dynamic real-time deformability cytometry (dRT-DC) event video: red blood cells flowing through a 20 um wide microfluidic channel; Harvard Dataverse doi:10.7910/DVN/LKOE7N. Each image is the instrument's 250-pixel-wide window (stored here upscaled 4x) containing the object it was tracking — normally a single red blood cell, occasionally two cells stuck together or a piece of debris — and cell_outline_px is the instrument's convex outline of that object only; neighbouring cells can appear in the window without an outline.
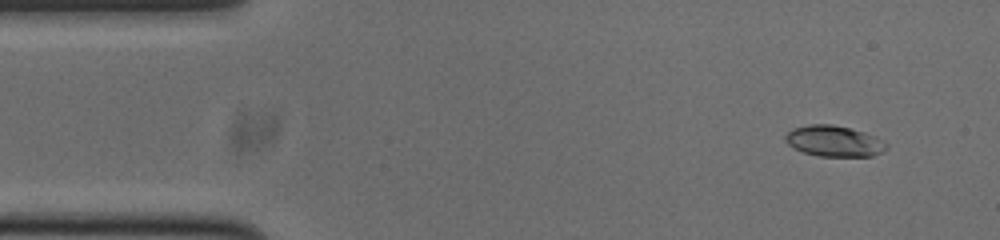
{"species": "common noctule bat (a hibernating species)", "species_latin": "Nyctalus noctula", "temperature_condition": "cold", "stored_images_in_passage": 53, "camera_frame_rate_fps": 3000, "um_per_image_px": 0.085, "animal": {"sex": "male", "body_mass_g": 20.0, "forearm_length_mm": 53.3}, "frame": {"image": 1, "passage_image": 4, "time_ms": 1.0, "image_size_px": [1000, 240], "cell_outline_px": [[888, 148], [872, 156], [820, 156], [804, 152], [788, 144], [784, 140], [784, 136], [792, 128], [808, 124], [832, 124], [864, 132], [876, 136], [888, 144]], "centroid_in_image_um": [70.89, 11.98], "position_along_channel_um": 14.1, "area_um2": 18.15}}
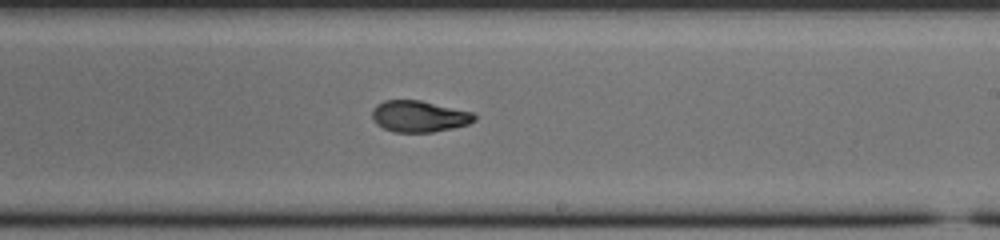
{"frame": {"image": 2, "passage_image": 30, "time_ms": 9.667, "image_size_px": [1000, 240], "cell_outline_px": [[476, 120], [468, 124], [452, 128], [432, 132], [396, 132], [384, 128], [376, 124], [372, 120], [372, 108], [376, 104], [384, 100], [420, 100], [472, 112], [476, 116]], "centroid_in_image_um": [35.59, 9.88], "position_along_channel_um": 253.4, "area_um2": 18.73}}
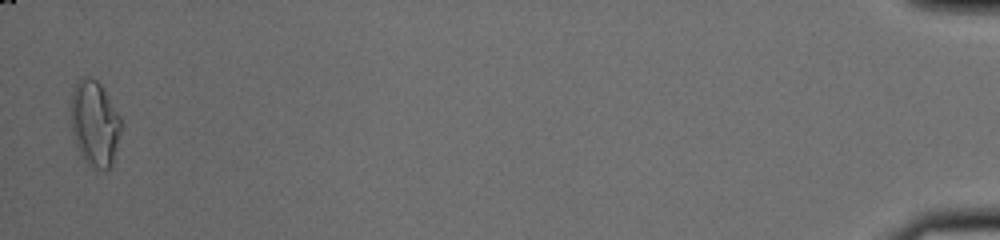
{"frame": {"image": 3, "passage_image": 52, "time_ms": 17.0, "image_size_px": [1000, 240], "cell_outline_px": [[124, 124], [112, 164], [108, 172], [104, 172], [84, 164], [72, 136], [68, 112], [68, 108], [72, 92], [76, 80], [80, 76], [88, 76], [96, 80], [100, 84], [124, 120]], "centroid_in_image_um": [8.03, 10.52], "position_along_channel_um": 427.2, "area_um2": 26.59}, "authors_computed_cell_mechanics": {"area_um2": 18.9006, "velocity_mm_per_s": 3.7817, "shape_relaxation_time_tau1_ms": 7.4949, "shape_relaxation_time_tau2_ms": 1.6568, "deformation_change_tau1": 0.238, "deformation_change_tau2": 0.0771}}